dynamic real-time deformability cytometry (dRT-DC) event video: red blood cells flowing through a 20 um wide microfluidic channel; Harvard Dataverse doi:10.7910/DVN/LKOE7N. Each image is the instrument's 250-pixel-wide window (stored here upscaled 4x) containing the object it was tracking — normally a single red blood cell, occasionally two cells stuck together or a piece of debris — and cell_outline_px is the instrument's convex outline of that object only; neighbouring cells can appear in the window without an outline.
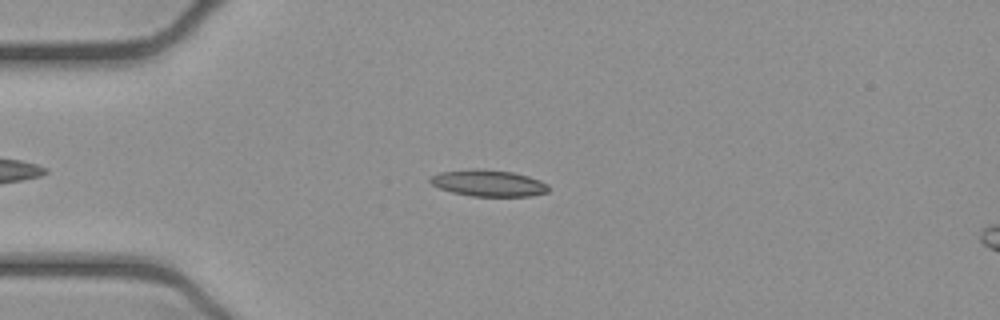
{"species": "common noctule bat (a hibernating species)", "species_latin": "Nyctalus noctula", "temperature_condition": "cold", "stored_images_in_passage": 47, "camera_frame_rate_fps": 3000, "um_per_image_px": 0.085, "animal": {"sex": "female", "body_mass_g": 21.9}, "frame": {"image": 1, "passage_image": 8, "time_ms": 2.333, "image_size_px": [1000, 320], "cell_outline_px": [[548, 192], [532, 196], [472, 196], [452, 192], [440, 188], [432, 184], [428, 180], [432, 176], [440, 172], [472, 168], [476, 168], [512, 172], [528, 176], [540, 180], [548, 184]], "centroid_in_image_um": [41.52, 15.56], "position_along_channel_um": 43.5, "area_um2": 18.26}}
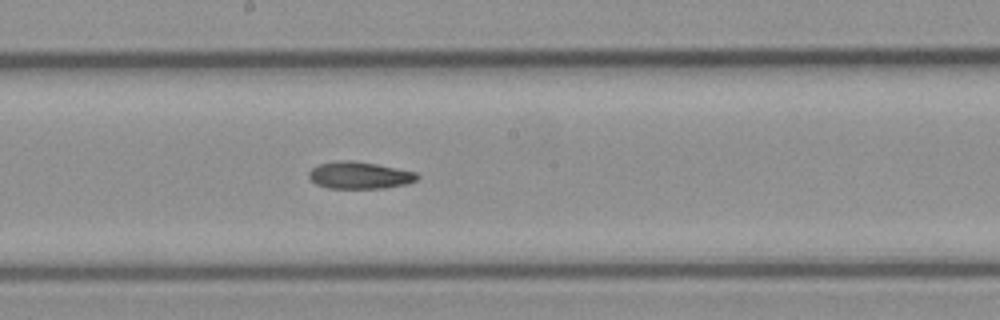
{"frame": {"image": 2, "passage_image": 23, "time_ms": 7.333, "image_size_px": [1000, 320], "cell_outline_px": [[420, 176], [416, 180], [408, 184], [384, 188], [328, 188], [316, 184], [308, 176], [308, 172], [312, 168], [320, 164], [340, 160], [348, 160], [376, 164], [416, 172]], "centroid_in_image_um": [30.57, 14.9], "position_along_channel_um": 217.6, "area_um2": 16.99}}
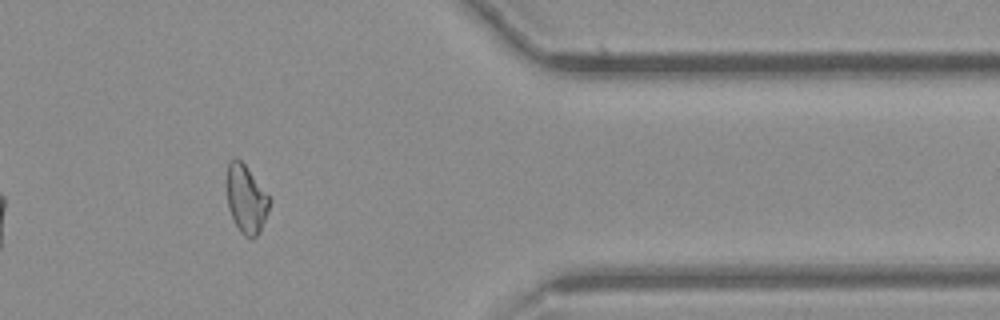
{"frame": {"image": 3, "passage_image": 38, "time_ms": 12.333, "image_size_px": [1000, 320], "cell_outline_px": [[272, 200], [268, 212], [260, 232], [252, 240], [248, 240], [240, 232], [228, 208], [228, 160], [240, 160], [244, 164]], "centroid_in_image_um": [20.96, 17.0], "position_along_channel_um": 390.4, "area_um2": 16.7}}